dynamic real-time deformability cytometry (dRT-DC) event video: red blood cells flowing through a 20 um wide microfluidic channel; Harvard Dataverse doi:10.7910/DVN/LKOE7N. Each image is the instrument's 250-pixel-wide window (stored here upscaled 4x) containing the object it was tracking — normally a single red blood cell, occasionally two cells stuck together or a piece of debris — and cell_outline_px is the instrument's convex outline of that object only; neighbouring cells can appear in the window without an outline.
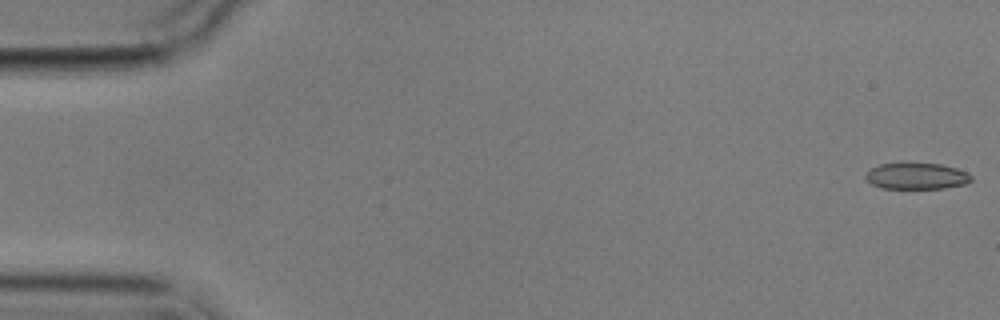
{"species": "common noctule bat (a hibernating species)", "species_latin": "Nyctalus noctula", "temperature_condition": "cold", "stored_images_in_passage": 5, "camera_frame_rate_fps": 3000, "um_per_image_px": 0.085, "animal": {"sex": "male", "body_mass_g": 17.9}, "frame": {"image": 1, "passage_image": 1, "time_ms": 0.0, "image_size_px": [1000, 320], "cell_outline_px": [[972, 180], [968, 184], [944, 188], [880, 188], [872, 184], [864, 176], [872, 168], [880, 164], [940, 164], [956, 168], [968, 172], [972, 176]], "centroid_in_image_um": [77.96, 14.98], "position_along_channel_um": 7.0, "area_um2": 16.01}}